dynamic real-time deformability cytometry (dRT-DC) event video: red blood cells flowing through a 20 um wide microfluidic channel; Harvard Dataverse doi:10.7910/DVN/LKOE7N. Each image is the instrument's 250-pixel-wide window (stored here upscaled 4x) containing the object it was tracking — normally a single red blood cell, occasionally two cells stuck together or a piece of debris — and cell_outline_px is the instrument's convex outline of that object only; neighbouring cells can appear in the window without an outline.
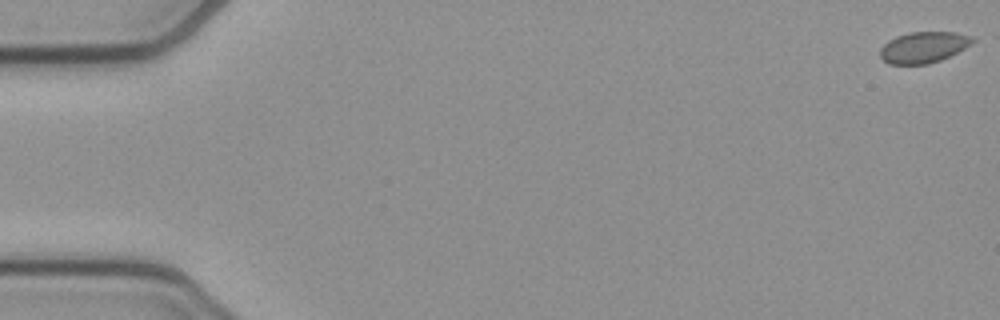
{"species": "common noctule bat (a hibernating species)", "species_latin": "Nyctalus noctula", "temperature_condition": "cold", "stored_images_in_passage": 47, "camera_frame_rate_fps": 3000, "um_per_image_px": 0.085, "animal": {"sex": "female", "body_mass_g": 21.9}, "frame": {"image": 1, "passage_image": 1, "time_ms": 0.0, "image_size_px": [1000, 320], "cell_outline_px": [[976, 40], [964, 48], [940, 60], [928, 64], [888, 64], [880, 56], [880, 48], [888, 40], [896, 36], [908, 32], [956, 32], [972, 36]], "centroid_in_image_um": [78.48, 4.01], "position_along_channel_um": 6.5, "area_um2": 16.7}}
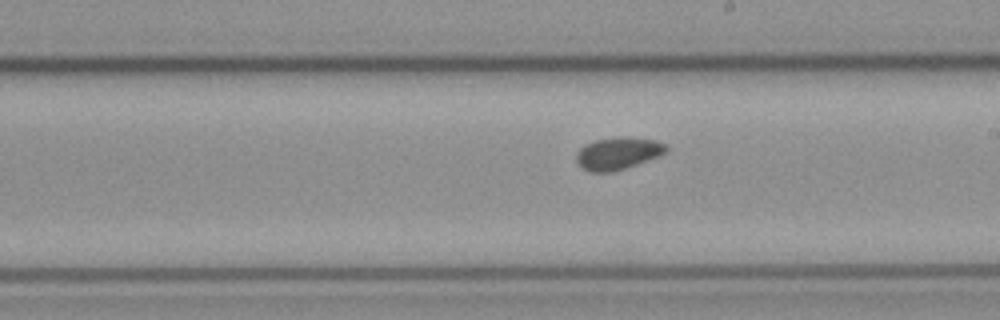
{"frame": {"image": 2, "passage_image": 31, "time_ms": 10.0, "image_size_px": [1000, 320], "cell_outline_px": [[668, 148], [664, 152], [656, 156], [636, 164], [612, 172], [588, 172], [576, 164], [576, 152], [584, 144], [596, 140], [624, 136], [656, 140], [664, 144]], "centroid_in_image_um": [52.44, 13.03], "position_along_channel_um": 236.6, "area_um2": 16.76}}
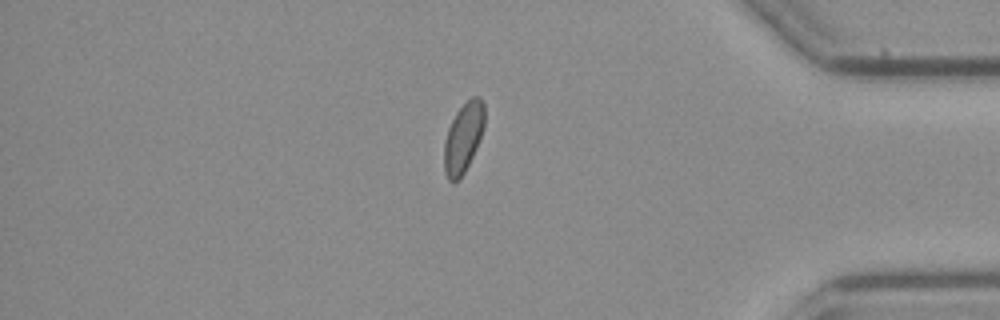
{"frame": {"image": 3, "passage_image": 46, "time_ms": 15.0, "image_size_px": [1000, 320], "cell_outline_px": [[484, 128], [476, 148], [460, 180], [452, 184], [448, 180], [444, 172], [444, 140], [448, 128], [456, 112], [472, 96], [480, 96], [484, 104]], "centroid_in_image_um": [39.37, 11.73], "position_along_channel_um": 395.8, "area_um2": 16.53}}